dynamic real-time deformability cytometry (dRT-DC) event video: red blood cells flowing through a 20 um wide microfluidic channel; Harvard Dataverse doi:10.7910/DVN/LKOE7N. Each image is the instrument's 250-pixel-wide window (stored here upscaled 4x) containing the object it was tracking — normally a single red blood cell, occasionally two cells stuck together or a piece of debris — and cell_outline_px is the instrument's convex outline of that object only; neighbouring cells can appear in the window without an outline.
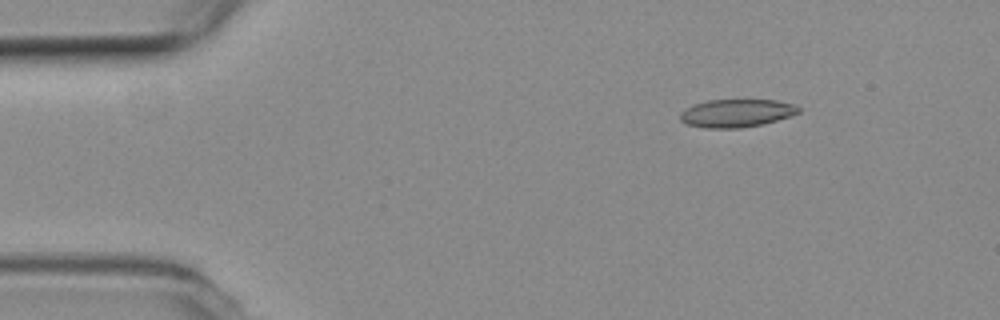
{"species": "common noctule bat (a hibernating species)", "species_latin": "Nyctalus noctula", "temperature_condition": "room temperature", "stored_images_in_passage": 5, "camera_frame_rate_fps": 3000, "um_per_image_px": 0.085, "animal": {"sex": "female", "body_mass_g": 19.3, "forearm_length_mm": 54.1}, "frame": {"image": 1, "passage_image": 3, "time_ms": 0.667, "image_size_px": [1000, 320], "cell_outline_px": [[800, 112], [764, 124], [740, 128], [704, 128], [688, 124], [680, 120], [680, 112], [696, 104], [708, 100], [776, 100], [792, 104], [800, 108]], "centroid_in_image_um": [62.6, 9.62], "position_along_channel_um": 22.4, "area_um2": 19.07}}